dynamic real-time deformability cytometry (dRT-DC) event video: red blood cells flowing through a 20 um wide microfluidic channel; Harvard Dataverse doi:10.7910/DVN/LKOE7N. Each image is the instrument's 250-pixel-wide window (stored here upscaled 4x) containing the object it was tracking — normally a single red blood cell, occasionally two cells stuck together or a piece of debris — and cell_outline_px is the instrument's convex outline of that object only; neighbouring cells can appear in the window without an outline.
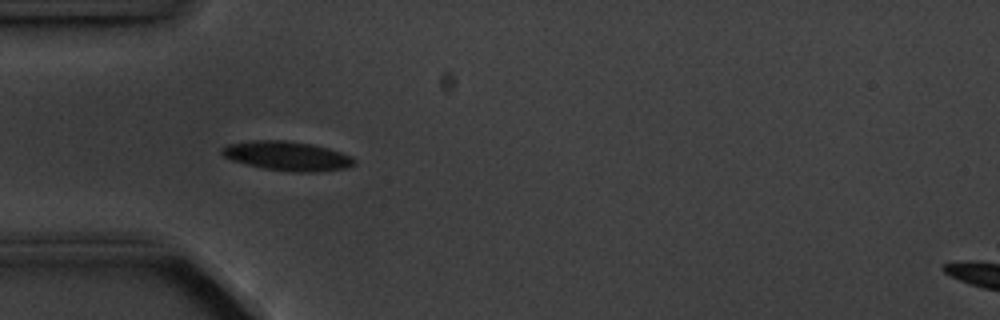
{"species": "common noctule bat (a hibernating species)", "species_latin": "Nyctalus noctula", "temperature_condition": "cold", "stored_images_in_passage": 6, "camera_frame_rate_fps": 3000, "um_per_image_px": 0.085, "animal": {"sex": "male", "body_mass_g": 20.1, "forearm_length_mm": 53.5}, "frame": {"image": 1, "passage_image": 5, "time_ms": 4.667, "image_size_px": [1000, 320], "cell_outline_px": [[356, 164], [348, 168], [316, 172], [296, 172], [264, 168], [232, 160], [224, 156], [220, 152], [220, 148], [228, 144], [252, 140], [284, 140], [312, 144], [328, 148], [352, 156], [356, 160]], "centroid_in_image_um": [24.44, 13.25], "position_along_channel_um": 60.6, "area_um2": 22.6}}
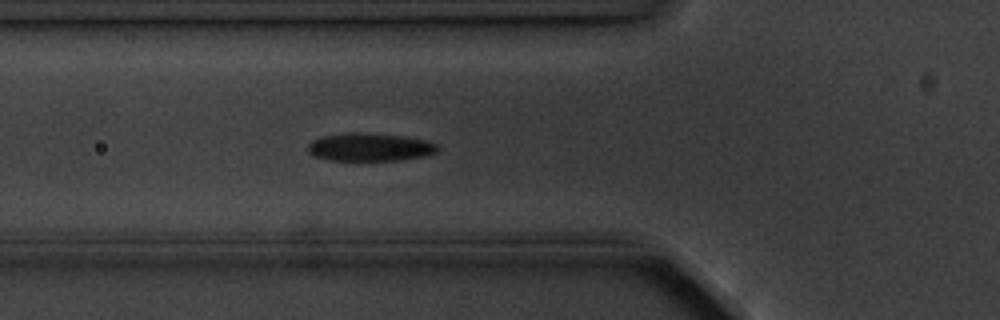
{"frame": {"image": 2, "passage_image": 6, "time_ms": 5.667, "image_size_px": [1000, 320], "cell_outline_px": [[440, 148], [436, 152], [420, 156], [400, 160], [328, 160], [316, 156], [308, 152], [308, 144], [312, 140], [320, 136], [348, 132], [360, 132], [404, 136], [424, 140], [436, 144]], "centroid_in_image_um": [31.39, 12.49], "position_along_channel_um": 94.4, "area_um2": 21.1}}